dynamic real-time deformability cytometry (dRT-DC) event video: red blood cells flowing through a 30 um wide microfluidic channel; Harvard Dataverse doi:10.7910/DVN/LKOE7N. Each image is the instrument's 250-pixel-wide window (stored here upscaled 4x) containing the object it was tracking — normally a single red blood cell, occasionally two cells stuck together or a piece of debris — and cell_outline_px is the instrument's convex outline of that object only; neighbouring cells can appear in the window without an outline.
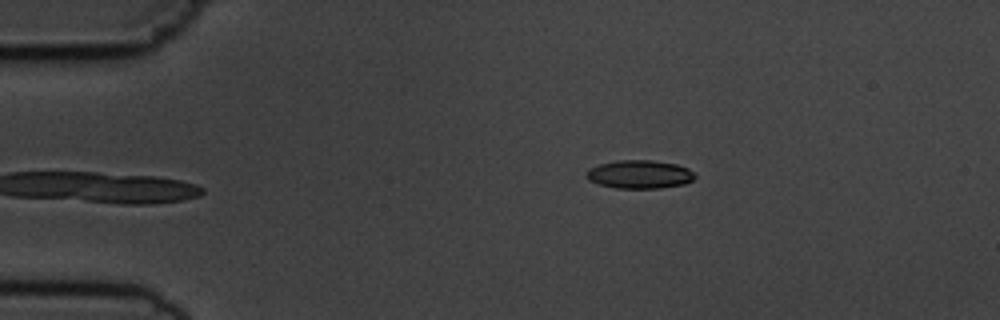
{"species": "common noctule bat (a hibernating species)", "species_latin": "Nyctalus noctula", "temperature_condition": "cold", "stored_images_in_passage": 4, "camera_frame_rate_fps": 3000, "um_per_image_px": 0.085, "animal": {"sex": "male", "body_mass_g": 19.5, "forearm_length_mm": 54.6}, "frame": {"image": 1, "passage_image": 4, "time_ms": 4.333, "image_size_px": [1000, 320], "cell_outline_px": [[696, 176], [692, 180], [684, 184], [660, 188], [616, 188], [600, 184], [588, 180], [584, 176], [588, 168], [600, 164], [620, 160], [652, 160], [676, 164], [688, 168]], "centroid_in_image_um": [54.34, 14.82], "position_along_channel_um": 30.7, "area_um2": 17.92}}